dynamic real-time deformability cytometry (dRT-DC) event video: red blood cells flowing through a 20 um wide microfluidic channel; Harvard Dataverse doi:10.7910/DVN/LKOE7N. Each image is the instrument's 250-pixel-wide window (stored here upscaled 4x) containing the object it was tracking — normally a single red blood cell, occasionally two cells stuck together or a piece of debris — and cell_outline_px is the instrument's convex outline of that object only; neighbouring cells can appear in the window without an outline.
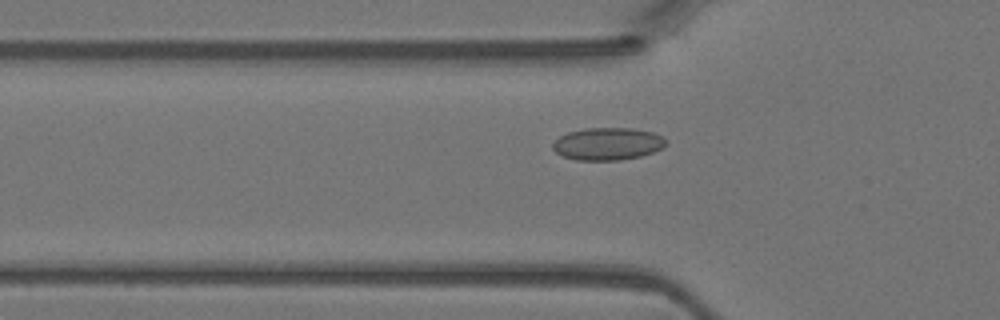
{"species": "Egyptian fruit bat (a non-hibernating species)", "species_latin": "Rousettus aegyptiacus", "temperature_condition": "warm", "stored_images_in_passage": 45, "camera_frame_rate_fps": 3000, "um_per_image_px": 0.085, "animal": {"sex": "female"}, "frame": {"image": 1, "passage_image": 15, "time_ms": 4.667, "image_size_px": [1000, 320], "cell_outline_px": [[668, 144], [652, 152], [640, 156], [620, 160], [576, 160], [564, 156], [556, 152], [552, 148], [552, 144], [560, 136], [568, 132], [584, 128], [632, 128], [652, 132], [668, 140]], "centroid_in_image_um": [51.65, 12.22], "position_along_channel_um": 74.2, "area_um2": 21.33}}
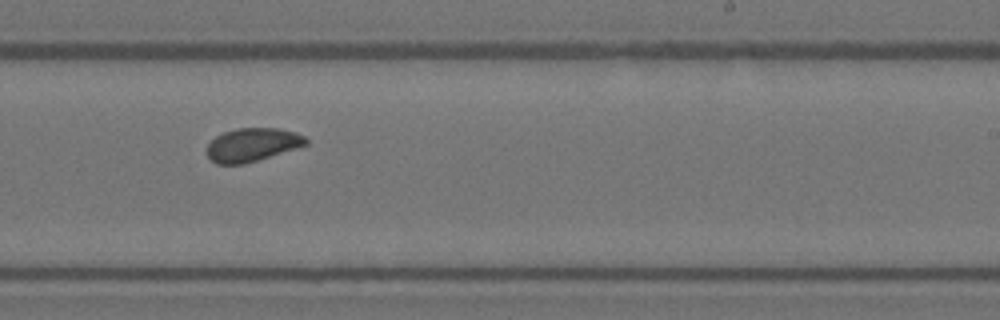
{"frame": {"image": 2, "passage_image": 28, "time_ms": 9.0, "image_size_px": [1000, 320], "cell_outline_px": [[308, 144], [244, 164], [216, 164], [208, 156], [208, 144], [216, 136], [224, 132], [236, 128], [276, 128], [296, 132], [304, 136], [308, 140]], "centroid_in_image_um": [21.44, 12.29], "position_along_channel_um": 267.6, "area_um2": 19.02}}
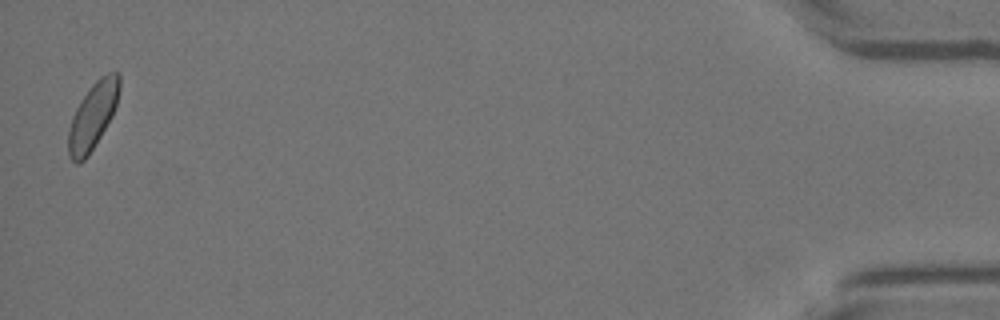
{"frame": {"image": 3, "passage_image": 45, "time_ms": 14.667, "image_size_px": [1000, 320], "cell_outline_px": [[120, 88], [116, 104], [112, 116], [88, 156], [80, 164], [76, 164], [68, 156], [68, 128], [72, 116], [80, 100], [92, 84], [100, 76], [108, 72], [116, 72], [120, 76]], "centroid_in_image_um": [7.86, 9.86], "position_along_channel_um": 427.3, "area_um2": 19.83}}